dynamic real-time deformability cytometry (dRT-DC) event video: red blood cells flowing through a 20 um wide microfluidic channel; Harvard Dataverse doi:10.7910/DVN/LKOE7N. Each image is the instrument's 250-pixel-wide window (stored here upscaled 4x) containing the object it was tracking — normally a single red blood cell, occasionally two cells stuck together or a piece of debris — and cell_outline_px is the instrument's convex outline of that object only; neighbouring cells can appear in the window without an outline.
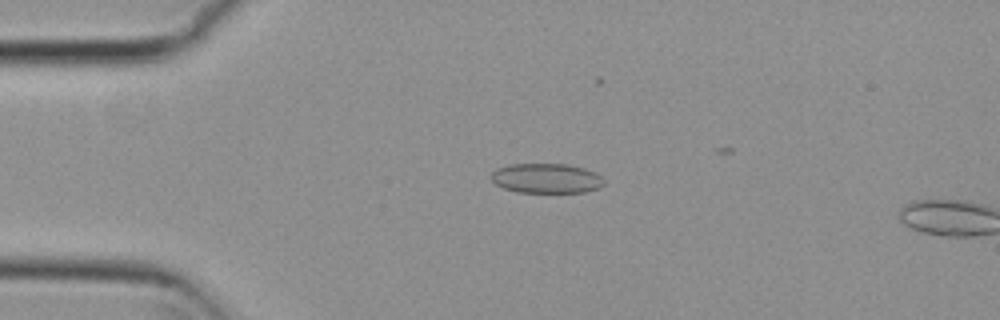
{"species": "common noctule bat (a hibernating species)", "species_latin": "Nyctalus noctula", "temperature_condition": "cold", "stored_images_in_passage": 15, "camera_frame_rate_fps": 3000, "um_per_image_px": 0.085, "animal": {"sex": "female", "body_mass_g": 29.2, "forearm_length_mm": 56.3}, "frame": {"image": 1, "passage_image": 13, "time_ms": 4.0, "image_size_px": [1000, 320], "cell_outline_px": [[604, 184], [600, 188], [584, 192], [516, 192], [504, 188], [496, 184], [492, 180], [492, 172], [496, 168], [512, 164], [568, 164], [584, 168], [596, 172], [604, 180]], "centroid_in_image_um": [46.47, 15.15], "position_along_channel_um": 38.5, "area_um2": 19.59}}